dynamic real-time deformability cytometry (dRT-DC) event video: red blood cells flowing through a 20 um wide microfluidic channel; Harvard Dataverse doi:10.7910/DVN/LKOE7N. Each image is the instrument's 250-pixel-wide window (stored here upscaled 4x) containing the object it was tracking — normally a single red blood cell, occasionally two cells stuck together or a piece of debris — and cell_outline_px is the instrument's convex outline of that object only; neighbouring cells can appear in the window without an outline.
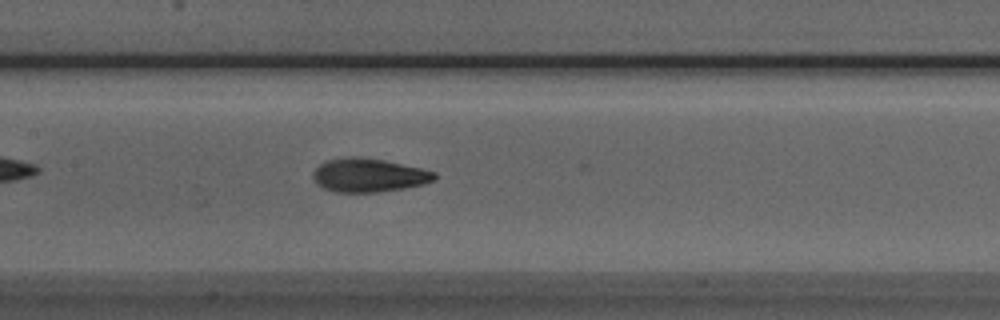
{"species": "Egyptian fruit bat (a non-hibernating species)", "species_latin": "Rousettus aegyptiacus", "temperature_condition": "room temperature", "stored_images_in_passage": 29, "camera_frame_rate_fps": 3000, "um_per_image_px": 0.085, "animal": {"sex": "male"}, "frame": {"image": 1, "passage_image": 13, "time_ms": 4.0, "image_size_px": [1000, 320], "cell_outline_px": [[436, 180], [424, 184], [404, 188], [380, 192], [336, 192], [324, 188], [316, 184], [312, 176], [312, 172], [320, 164], [328, 160], [352, 156], [356, 156], [384, 160], [420, 168], [436, 172]], "centroid_in_image_um": [31.34, 14.9], "position_along_channel_um": 176.1, "area_um2": 23.81}}
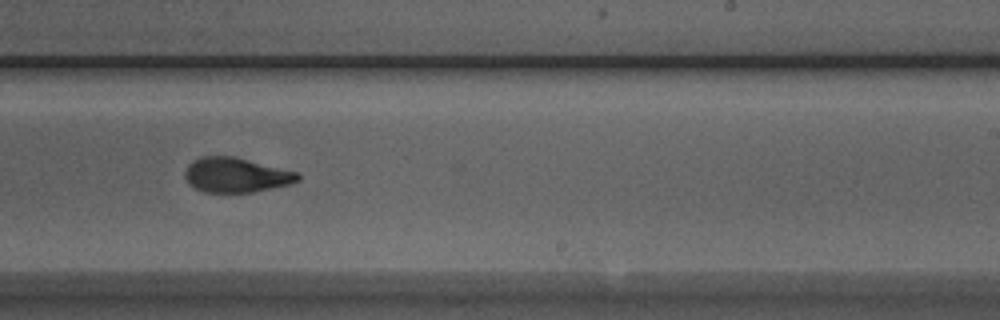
{"frame": {"image": 2, "passage_image": 20, "time_ms": 6.333, "image_size_px": [1000, 320], "cell_outline_px": [[300, 180], [288, 184], [252, 192], [204, 192], [188, 184], [184, 176], [184, 172], [188, 164], [192, 160], [200, 156], [236, 156], [296, 172], [300, 176]], "centroid_in_image_um": [20.0, 14.86], "position_along_channel_um": 269.0, "area_um2": 22.83}}
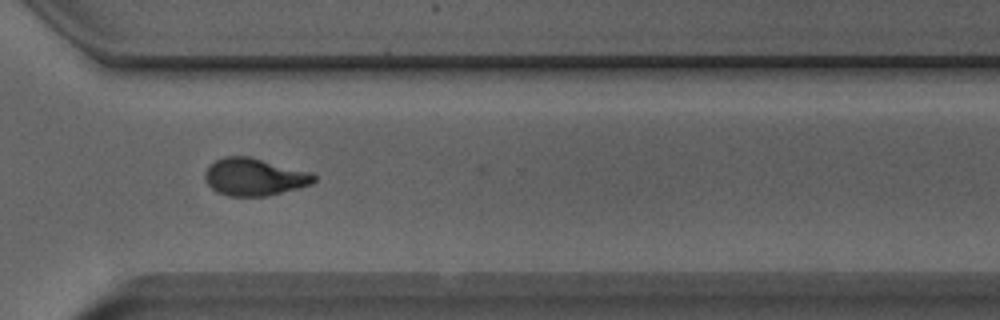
{"frame": {"image": 3, "passage_image": 26, "time_ms": 8.333, "image_size_px": [1000, 320], "cell_outline_px": [[316, 180], [312, 184], [268, 196], [228, 196], [216, 192], [208, 184], [204, 176], [204, 172], [216, 160], [224, 156], [248, 156], [312, 172], [316, 176]], "centroid_in_image_um": [21.63, 15.04], "position_along_channel_um": 349.0, "area_um2": 23.76}, "authors_computed_cell_mechanics": {"area_um2": 23.5246, "velocity_mm_per_s": 3.9995, "shape_relaxation_time_tau1_ms": 3.9903, "shape_relaxation_time_tau2_ms": 1.3856, "deformation_change_tau1": 0.1608, "deformation_change_tau2": 0.0783}}